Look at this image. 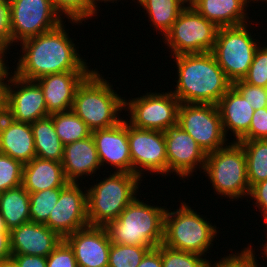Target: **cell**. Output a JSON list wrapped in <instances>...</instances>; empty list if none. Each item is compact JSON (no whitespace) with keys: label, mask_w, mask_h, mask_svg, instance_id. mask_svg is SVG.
I'll return each instance as SVG.
<instances>
[{"label":"cell","mask_w":267,"mask_h":267,"mask_svg":"<svg viewBox=\"0 0 267 267\" xmlns=\"http://www.w3.org/2000/svg\"><path fill=\"white\" fill-rule=\"evenodd\" d=\"M150 249L152 248L111 243L108 267H138Z\"/></svg>","instance_id":"obj_32"},{"label":"cell","mask_w":267,"mask_h":267,"mask_svg":"<svg viewBox=\"0 0 267 267\" xmlns=\"http://www.w3.org/2000/svg\"><path fill=\"white\" fill-rule=\"evenodd\" d=\"M92 71H67L42 76L36 81L44 92L50 114L71 110L79 85Z\"/></svg>","instance_id":"obj_19"},{"label":"cell","mask_w":267,"mask_h":267,"mask_svg":"<svg viewBox=\"0 0 267 267\" xmlns=\"http://www.w3.org/2000/svg\"><path fill=\"white\" fill-rule=\"evenodd\" d=\"M249 195L256 200V207L261 210L264 222L267 223V179L254 184L250 188Z\"/></svg>","instance_id":"obj_42"},{"label":"cell","mask_w":267,"mask_h":267,"mask_svg":"<svg viewBox=\"0 0 267 267\" xmlns=\"http://www.w3.org/2000/svg\"><path fill=\"white\" fill-rule=\"evenodd\" d=\"M0 153L23 165L36 157L31 123L18 122L5 113L0 115Z\"/></svg>","instance_id":"obj_21"},{"label":"cell","mask_w":267,"mask_h":267,"mask_svg":"<svg viewBox=\"0 0 267 267\" xmlns=\"http://www.w3.org/2000/svg\"><path fill=\"white\" fill-rule=\"evenodd\" d=\"M12 257L10 232H0V266Z\"/></svg>","instance_id":"obj_45"},{"label":"cell","mask_w":267,"mask_h":267,"mask_svg":"<svg viewBox=\"0 0 267 267\" xmlns=\"http://www.w3.org/2000/svg\"><path fill=\"white\" fill-rule=\"evenodd\" d=\"M232 86L249 102L254 111L267 107V88L254 86L237 80Z\"/></svg>","instance_id":"obj_37"},{"label":"cell","mask_w":267,"mask_h":267,"mask_svg":"<svg viewBox=\"0 0 267 267\" xmlns=\"http://www.w3.org/2000/svg\"><path fill=\"white\" fill-rule=\"evenodd\" d=\"M248 3L250 0H197L192 7L219 28L247 23Z\"/></svg>","instance_id":"obj_25"},{"label":"cell","mask_w":267,"mask_h":267,"mask_svg":"<svg viewBox=\"0 0 267 267\" xmlns=\"http://www.w3.org/2000/svg\"><path fill=\"white\" fill-rule=\"evenodd\" d=\"M4 81L0 80V115L5 113L6 81Z\"/></svg>","instance_id":"obj_47"},{"label":"cell","mask_w":267,"mask_h":267,"mask_svg":"<svg viewBox=\"0 0 267 267\" xmlns=\"http://www.w3.org/2000/svg\"><path fill=\"white\" fill-rule=\"evenodd\" d=\"M7 49L0 45V80H6L8 78V76L11 74L9 73L8 69L9 67L5 65V54H6V51Z\"/></svg>","instance_id":"obj_46"},{"label":"cell","mask_w":267,"mask_h":267,"mask_svg":"<svg viewBox=\"0 0 267 267\" xmlns=\"http://www.w3.org/2000/svg\"><path fill=\"white\" fill-rule=\"evenodd\" d=\"M112 87L93 70L77 88L71 110L91 131L113 127L123 119L118 112L125 109V99Z\"/></svg>","instance_id":"obj_4"},{"label":"cell","mask_w":267,"mask_h":267,"mask_svg":"<svg viewBox=\"0 0 267 267\" xmlns=\"http://www.w3.org/2000/svg\"><path fill=\"white\" fill-rule=\"evenodd\" d=\"M247 25L219 27L212 50L218 65L232 83L247 75L259 47Z\"/></svg>","instance_id":"obj_8"},{"label":"cell","mask_w":267,"mask_h":267,"mask_svg":"<svg viewBox=\"0 0 267 267\" xmlns=\"http://www.w3.org/2000/svg\"><path fill=\"white\" fill-rule=\"evenodd\" d=\"M67 183L62 162L35 157L23 166L22 186L28 193L64 187Z\"/></svg>","instance_id":"obj_24"},{"label":"cell","mask_w":267,"mask_h":267,"mask_svg":"<svg viewBox=\"0 0 267 267\" xmlns=\"http://www.w3.org/2000/svg\"><path fill=\"white\" fill-rule=\"evenodd\" d=\"M260 46L255 52L247 75L242 80L247 84L267 88V46Z\"/></svg>","instance_id":"obj_36"},{"label":"cell","mask_w":267,"mask_h":267,"mask_svg":"<svg viewBox=\"0 0 267 267\" xmlns=\"http://www.w3.org/2000/svg\"><path fill=\"white\" fill-rule=\"evenodd\" d=\"M267 139V107L254 111L249 131L240 140Z\"/></svg>","instance_id":"obj_40"},{"label":"cell","mask_w":267,"mask_h":267,"mask_svg":"<svg viewBox=\"0 0 267 267\" xmlns=\"http://www.w3.org/2000/svg\"><path fill=\"white\" fill-rule=\"evenodd\" d=\"M62 166L67 181L74 183L80 176H90L101 167L92 135L64 146Z\"/></svg>","instance_id":"obj_23"},{"label":"cell","mask_w":267,"mask_h":267,"mask_svg":"<svg viewBox=\"0 0 267 267\" xmlns=\"http://www.w3.org/2000/svg\"><path fill=\"white\" fill-rule=\"evenodd\" d=\"M12 74L6 83L5 114L15 121L26 123L50 115L39 83Z\"/></svg>","instance_id":"obj_14"},{"label":"cell","mask_w":267,"mask_h":267,"mask_svg":"<svg viewBox=\"0 0 267 267\" xmlns=\"http://www.w3.org/2000/svg\"><path fill=\"white\" fill-rule=\"evenodd\" d=\"M128 142L132 160V174L142 178V171L168 175V161L164 132L141 129L128 123ZM141 168V169H140Z\"/></svg>","instance_id":"obj_13"},{"label":"cell","mask_w":267,"mask_h":267,"mask_svg":"<svg viewBox=\"0 0 267 267\" xmlns=\"http://www.w3.org/2000/svg\"><path fill=\"white\" fill-rule=\"evenodd\" d=\"M250 1H254V3H255V1H259V0H250ZM260 1H266L267 2V0H260Z\"/></svg>","instance_id":"obj_53"},{"label":"cell","mask_w":267,"mask_h":267,"mask_svg":"<svg viewBox=\"0 0 267 267\" xmlns=\"http://www.w3.org/2000/svg\"><path fill=\"white\" fill-rule=\"evenodd\" d=\"M266 235H267V234H266ZM262 246H264V247H263V249H264V254H265L266 258H267V242H266L265 245L263 244Z\"/></svg>","instance_id":"obj_51"},{"label":"cell","mask_w":267,"mask_h":267,"mask_svg":"<svg viewBox=\"0 0 267 267\" xmlns=\"http://www.w3.org/2000/svg\"><path fill=\"white\" fill-rule=\"evenodd\" d=\"M166 209L135 197L117 219L105 226L111 243L151 248L163 244Z\"/></svg>","instance_id":"obj_3"},{"label":"cell","mask_w":267,"mask_h":267,"mask_svg":"<svg viewBox=\"0 0 267 267\" xmlns=\"http://www.w3.org/2000/svg\"><path fill=\"white\" fill-rule=\"evenodd\" d=\"M0 267H17L11 260L3 263Z\"/></svg>","instance_id":"obj_50"},{"label":"cell","mask_w":267,"mask_h":267,"mask_svg":"<svg viewBox=\"0 0 267 267\" xmlns=\"http://www.w3.org/2000/svg\"><path fill=\"white\" fill-rule=\"evenodd\" d=\"M138 267H162L161 244L156 248L150 249L145 254Z\"/></svg>","instance_id":"obj_44"},{"label":"cell","mask_w":267,"mask_h":267,"mask_svg":"<svg viewBox=\"0 0 267 267\" xmlns=\"http://www.w3.org/2000/svg\"><path fill=\"white\" fill-rule=\"evenodd\" d=\"M181 3L185 6V4H187V6H192L197 0H180Z\"/></svg>","instance_id":"obj_49"},{"label":"cell","mask_w":267,"mask_h":267,"mask_svg":"<svg viewBox=\"0 0 267 267\" xmlns=\"http://www.w3.org/2000/svg\"><path fill=\"white\" fill-rule=\"evenodd\" d=\"M63 187L45 189L43 191L29 193L30 195V219L31 222L44 224L59 200Z\"/></svg>","instance_id":"obj_31"},{"label":"cell","mask_w":267,"mask_h":267,"mask_svg":"<svg viewBox=\"0 0 267 267\" xmlns=\"http://www.w3.org/2000/svg\"><path fill=\"white\" fill-rule=\"evenodd\" d=\"M246 155L247 178L250 188L267 179V139L239 140Z\"/></svg>","instance_id":"obj_29"},{"label":"cell","mask_w":267,"mask_h":267,"mask_svg":"<svg viewBox=\"0 0 267 267\" xmlns=\"http://www.w3.org/2000/svg\"><path fill=\"white\" fill-rule=\"evenodd\" d=\"M162 93L147 92L146 95L132 98L128 102L125 100V110L131 114L128 122L137 128L161 132L178 125L181 103L171 90Z\"/></svg>","instance_id":"obj_12"},{"label":"cell","mask_w":267,"mask_h":267,"mask_svg":"<svg viewBox=\"0 0 267 267\" xmlns=\"http://www.w3.org/2000/svg\"><path fill=\"white\" fill-rule=\"evenodd\" d=\"M84 192L78 182H68L61 189L59 200L44 223L62 239L89 225L87 191Z\"/></svg>","instance_id":"obj_15"},{"label":"cell","mask_w":267,"mask_h":267,"mask_svg":"<svg viewBox=\"0 0 267 267\" xmlns=\"http://www.w3.org/2000/svg\"><path fill=\"white\" fill-rule=\"evenodd\" d=\"M36 157L62 162L64 145L58 137L50 115L31 123Z\"/></svg>","instance_id":"obj_26"},{"label":"cell","mask_w":267,"mask_h":267,"mask_svg":"<svg viewBox=\"0 0 267 267\" xmlns=\"http://www.w3.org/2000/svg\"><path fill=\"white\" fill-rule=\"evenodd\" d=\"M97 149L101 166L111 164L116 172L132 173V160L128 142V121L122 120L117 125L97 129L91 133ZM105 162V163H104Z\"/></svg>","instance_id":"obj_18"},{"label":"cell","mask_w":267,"mask_h":267,"mask_svg":"<svg viewBox=\"0 0 267 267\" xmlns=\"http://www.w3.org/2000/svg\"><path fill=\"white\" fill-rule=\"evenodd\" d=\"M11 261L17 267H47V258L37 255H12Z\"/></svg>","instance_id":"obj_43"},{"label":"cell","mask_w":267,"mask_h":267,"mask_svg":"<svg viewBox=\"0 0 267 267\" xmlns=\"http://www.w3.org/2000/svg\"><path fill=\"white\" fill-rule=\"evenodd\" d=\"M0 232H10L5 225L4 219L2 217V214L0 212Z\"/></svg>","instance_id":"obj_48"},{"label":"cell","mask_w":267,"mask_h":267,"mask_svg":"<svg viewBox=\"0 0 267 267\" xmlns=\"http://www.w3.org/2000/svg\"><path fill=\"white\" fill-rule=\"evenodd\" d=\"M216 235V226L185 202L176 211H165L163 245L168 248L204 256Z\"/></svg>","instance_id":"obj_6"},{"label":"cell","mask_w":267,"mask_h":267,"mask_svg":"<svg viewBox=\"0 0 267 267\" xmlns=\"http://www.w3.org/2000/svg\"><path fill=\"white\" fill-rule=\"evenodd\" d=\"M62 22L58 27L21 42L22 54L14 74L28 80L67 71L89 70Z\"/></svg>","instance_id":"obj_1"},{"label":"cell","mask_w":267,"mask_h":267,"mask_svg":"<svg viewBox=\"0 0 267 267\" xmlns=\"http://www.w3.org/2000/svg\"><path fill=\"white\" fill-rule=\"evenodd\" d=\"M96 1H97V2H98V1H101V2H102V1H104V2H109V1H110V2H111V1H113V2H114V1H116V2H117V0H94V2H95L96 4H97V2H96Z\"/></svg>","instance_id":"obj_52"},{"label":"cell","mask_w":267,"mask_h":267,"mask_svg":"<svg viewBox=\"0 0 267 267\" xmlns=\"http://www.w3.org/2000/svg\"><path fill=\"white\" fill-rule=\"evenodd\" d=\"M23 164L0 153V192L22 185Z\"/></svg>","instance_id":"obj_35"},{"label":"cell","mask_w":267,"mask_h":267,"mask_svg":"<svg viewBox=\"0 0 267 267\" xmlns=\"http://www.w3.org/2000/svg\"><path fill=\"white\" fill-rule=\"evenodd\" d=\"M216 105L225 136L230 130L235 135V142H238L249 131L253 107L233 86Z\"/></svg>","instance_id":"obj_22"},{"label":"cell","mask_w":267,"mask_h":267,"mask_svg":"<svg viewBox=\"0 0 267 267\" xmlns=\"http://www.w3.org/2000/svg\"><path fill=\"white\" fill-rule=\"evenodd\" d=\"M46 258L47 267H78L74 252L64 239Z\"/></svg>","instance_id":"obj_38"},{"label":"cell","mask_w":267,"mask_h":267,"mask_svg":"<svg viewBox=\"0 0 267 267\" xmlns=\"http://www.w3.org/2000/svg\"><path fill=\"white\" fill-rule=\"evenodd\" d=\"M256 257L253 253L251 245L241 253H236V255L229 254V256L223 257L220 261L215 262L212 267H258V263L255 261Z\"/></svg>","instance_id":"obj_39"},{"label":"cell","mask_w":267,"mask_h":267,"mask_svg":"<svg viewBox=\"0 0 267 267\" xmlns=\"http://www.w3.org/2000/svg\"><path fill=\"white\" fill-rule=\"evenodd\" d=\"M164 136L168 173L176 172L179 177L187 178L197 166L204 169L207 154L179 125L164 131Z\"/></svg>","instance_id":"obj_16"},{"label":"cell","mask_w":267,"mask_h":267,"mask_svg":"<svg viewBox=\"0 0 267 267\" xmlns=\"http://www.w3.org/2000/svg\"><path fill=\"white\" fill-rule=\"evenodd\" d=\"M60 16H67L76 24L97 14L98 5L94 0H51ZM97 5V6H96ZM64 13V14H63ZM95 14V15H94Z\"/></svg>","instance_id":"obj_33"},{"label":"cell","mask_w":267,"mask_h":267,"mask_svg":"<svg viewBox=\"0 0 267 267\" xmlns=\"http://www.w3.org/2000/svg\"><path fill=\"white\" fill-rule=\"evenodd\" d=\"M29 208L30 195L22 185L0 192V212L9 231L31 221Z\"/></svg>","instance_id":"obj_27"},{"label":"cell","mask_w":267,"mask_h":267,"mask_svg":"<svg viewBox=\"0 0 267 267\" xmlns=\"http://www.w3.org/2000/svg\"><path fill=\"white\" fill-rule=\"evenodd\" d=\"M78 267H108L111 241L105 226L88 225L66 236Z\"/></svg>","instance_id":"obj_17"},{"label":"cell","mask_w":267,"mask_h":267,"mask_svg":"<svg viewBox=\"0 0 267 267\" xmlns=\"http://www.w3.org/2000/svg\"><path fill=\"white\" fill-rule=\"evenodd\" d=\"M62 238L48 226L27 222L10 231L12 255H37L47 257Z\"/></svg>","instance_id":"obj_20"},{"label":"cell","mask_w":267,"mask_h":267,"mask_svg":"<svg viewBox=\"0 0 267 267\" xmlns=\"http://www.w3.org/2000/svg\"><path fill=\"white\" fill-rule=\"evenodd\" d=\"M11 44L58 27L62 17L51 0H9Z\"/></svg>","instance_id":"obj_10"},{"label":"cell","mask_w":267,"mask_h":267,"mask_svg":"<svg viewBox=\"0 0 267 267\" xmlns=\"http://www.w3.org/2000/svg\"><path fill=\"white\" fill-rule=\"evenodd\" d=\"M141 179L132 173L116 172L88 188V222L91 226H106L136 197Z\"/></svg>","instance_id":"obj_5"},{"label":"cell","mask_w":267,"mask_h":267,"mask_svg":"<svg viewBox=\"0 0 267 267\" xmlns=\"http://www.w3.org/2000/svg\"><path fill=\"white\" fill-rule=\"evenodd\" d=\"M218 27L192 6H185L163 37L172 56L212 52Z\"/></svg>","instance_id":"obj_9"},{"label":"cell","mask_w":267,"mask_h":267,"mask_svg":"<svg viewBox=\"0 0 267 267\" xmlns=\"http://www.w3.org/2000/svg\"><path fill=\"white\" fill-rule=\"evenodd\" d=\"M0 45L11 46L9 0H0Z\"/></svg>","instance_id":"obj_41"},{"label":"cell","mask_w":267,"mask_h":267,"mask_svg":"<svg viewBox=\"0 0 267 267\" xmlns=\"http://www.w3.org/2000/svg\"><path fill=\"white\" fill-rule=\"evenodd\" d=\"M178 80L171 92L180 103L216 105L232 87L212 52L182 54L174 57Z\"/></svg>","instance_id":"obj_2"},{"label":"cell","mask_w":267,"mask_h":267,"mask_svg":"<svg viewBox=\"0 0 267 267\" xmlns=\"http://www.w3.org/2000/svg\"><path fill=\"white\" fill-rule=\"evenodd\" d=\"M55 131L63 145L88 138L92 131L72 110L50 114Z\"/></svg>","instance_id":"obj_30"},{"label":"cell","mask_w":267,"mask_h":267,"mask_svg":"<svg viewBox=\"0 0 267 267\" xmlns=\"http://www.w3.org/2000/svg\"><path fill=\"white\" fill-rule=\"evenodd\" d=\"M162 267H212L211 261L196 253L174 250L161 244Z\"/></svg>","instance_id":"obj_34"},{"label":"cell","mask_w":267,"mask_h":267,"mask_svg":"<svg viewBox=\"0 0 267 267\" xmlns=\"http://www.w3.org/2000/svg\"><path fill=\"white\" fill-rule=\"evenodd\" d=\"M217 194L239 199L250 193L246 155L243 147L233 141L223 148L207 153L203 169ZM245 195V196H244Z\"/></svg>","instance_id":"obj_7"},{"label":"cell","mask_w":267,"mask_h":267,"mask_svg":"<svg viewBox=\"0 0 267 267\" xmlns=\"http://www.w3.org/2000/svg\"><path fill=\"white\" fill-rule=\"evenodd\" d=\"M137 2L147 11L149 21L153 23L154 28L162 32L163 36L171 29L185 7L180 0H138Z\"/></svg>","instance_id":"obj_28"},{"label":"cell","mask_w":267,"mask_h":267,"mask_svg":"<svg viewBox=\"0 0 267 267\" xmlns=\"http://www.w3.org/2000/svg\"><path fill=\"white\" fill-rule=\"evenodd\" d=\"M178 125L194 138L206 154L227 145L217 105L181 103Z\"/></svg>","instance_id":"obj_11"}]
</instances>
